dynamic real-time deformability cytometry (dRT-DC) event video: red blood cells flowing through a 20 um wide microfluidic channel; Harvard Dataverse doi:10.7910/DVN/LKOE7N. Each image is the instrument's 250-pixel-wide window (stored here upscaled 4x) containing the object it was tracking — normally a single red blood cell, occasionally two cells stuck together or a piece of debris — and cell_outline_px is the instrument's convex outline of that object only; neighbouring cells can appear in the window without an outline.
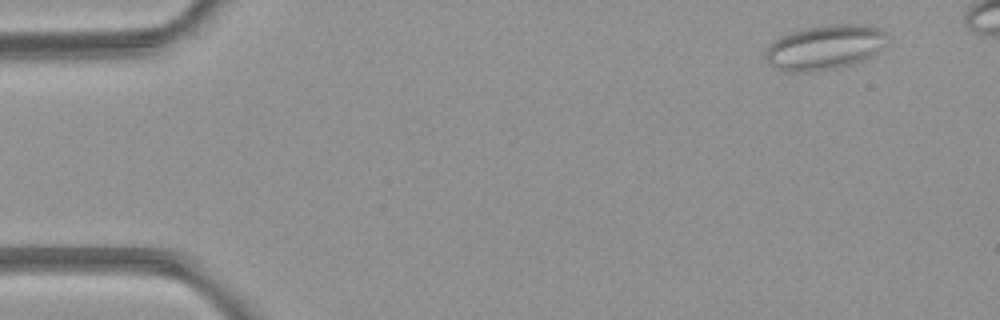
{"species": "common noctule bat (a hibernating species)", "species_latin": "Nyctalus noctula", "temperature_condition": "room temperature", "stored_images_in_passage": 5, "camera_frame_rate_fps": 3000, "um_per_image_px": 0.085, "animal": {"sex": "female", "body_mass_g": 21.9}, "frame": {"image": 1, "passage_image": 1, "time_ms": 0.0, "image_size_px": [1000, 320], "cell_outline_px": [[884, 32], [876, 52], [864, 60], [836, 68], [812, 72], [784, 72], [772, 68], [768, 64], [764, 56], [764, 52], [780, 36], [804, 28], [828, 24], [864, 24], [880, 28]], "centroid_in_image_um": [69.99, 4.04], "position_along_channel_um": 15.0, "area_um2": 31.39}}